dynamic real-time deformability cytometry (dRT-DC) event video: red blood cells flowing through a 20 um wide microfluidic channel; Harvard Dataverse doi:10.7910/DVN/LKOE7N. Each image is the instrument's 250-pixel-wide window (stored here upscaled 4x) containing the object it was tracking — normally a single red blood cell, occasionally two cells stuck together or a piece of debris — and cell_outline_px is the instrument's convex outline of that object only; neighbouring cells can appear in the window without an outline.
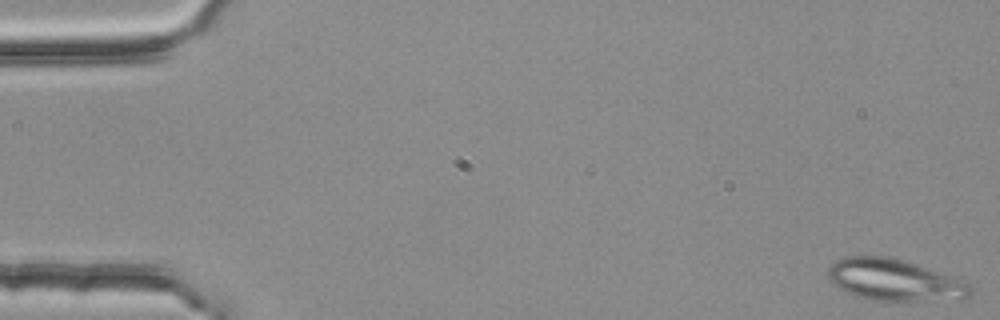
{"species": "common noctule bat (a hibernating species)", "species_latin": "Nyctalus noctula", "temperature_condition": "room temperature", "stored_images_in_passage": 17, "camera_frame_rate_fps": 3000, "um_per_image_px": 0.085, "animal": {"sex": "female", "body_mass_g": 25.1}, "frame": {"image": 1, "passage_image": 1, "time_ms": 0.0, "image_size_px": [1000, 320], "cell_outline_px": [[972, 296], [964, 300], [916, 304], [900, 304], [868, 300], [856, 296], [836, 288], [832, 284], [828, 276], [828, 268], [836, 260], [844, 256], [888, 256], [964, 280], [972, 284]], "centroid_in_image_um": [76.11, 23.9], "position_along_channel_um": 8.9, "area_um2": 36.3}}